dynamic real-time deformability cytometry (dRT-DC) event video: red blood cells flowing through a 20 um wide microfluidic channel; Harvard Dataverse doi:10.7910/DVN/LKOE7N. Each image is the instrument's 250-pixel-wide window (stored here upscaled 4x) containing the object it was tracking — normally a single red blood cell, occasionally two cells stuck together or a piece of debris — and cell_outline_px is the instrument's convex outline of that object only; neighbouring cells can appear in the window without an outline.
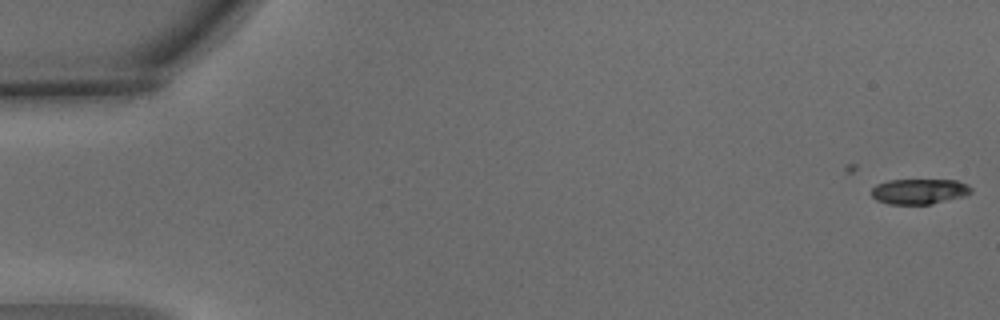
{"species": "common noctule bat (a hibernating species)", "species_latin": "Nyctalus noctula", "temperature_condition": "warm", "stored_images_in_passage": 5, "camera_frame_rate_fps": 3000, "um_per_image_px": 0.085, "animal": {"sex": "male", "body_mass_g": 15.6}, "frame": {"image": 1, "passage_image": 1, "time_ms": 0.0, "image_size_px": [1000, 320], "cell_outline_px": [[972, 192], [964, 196], [932, 204], [888, 204], [876, 200], [872, 196], [872, 188], [876, 184], [888, 180], [956, 180], [968, 184], [972, 188]], "centroid_in_image_um": [78.14, 16.27], "position_along_channel_um": 6.9, "area_um2": 14.8}}